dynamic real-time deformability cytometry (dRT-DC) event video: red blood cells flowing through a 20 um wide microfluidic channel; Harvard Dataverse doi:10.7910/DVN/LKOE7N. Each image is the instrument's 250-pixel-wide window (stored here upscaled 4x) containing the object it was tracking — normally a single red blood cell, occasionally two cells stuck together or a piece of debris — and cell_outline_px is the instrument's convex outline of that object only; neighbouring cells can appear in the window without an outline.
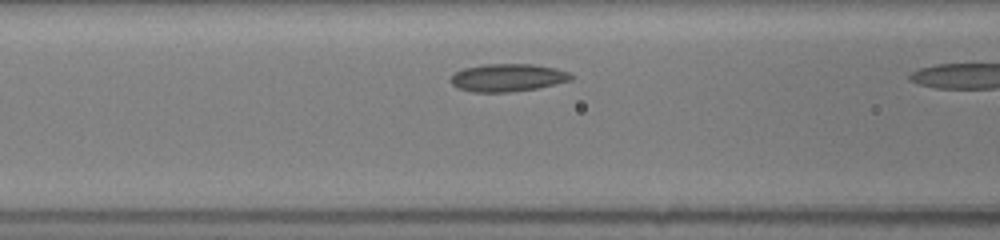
{"species": "common noctule bat (a hibernating species)", "species_latin": "Nyctalus noctula", "temperature_condition": "room temperature", "stored_images_in_passage": 14, "camera_frame_rate_fps": 3000, "um_per_image_px": 0.085, "animal": {"sex": "female", "body_mass_g": 19.5, "forearm_length_mm": 54.1}, "frame": {"image": 1, "passage_image": 12, "time_ms": 2.0, "image_size_px": [1000, 240], "cell_outline_px": [[572, 80], [536, 88], [508, 92], [476, 92], [460, 88], [452, 84], [452, 76], [456, 72], [464, 68], [484, 64], [532, 64], [556, 68], [568, 72], [572, 76]], "centroid_in_image_um": [43.17, 6.59], "position_along_channel_um": 123.4, "area_um2": 19.13}}